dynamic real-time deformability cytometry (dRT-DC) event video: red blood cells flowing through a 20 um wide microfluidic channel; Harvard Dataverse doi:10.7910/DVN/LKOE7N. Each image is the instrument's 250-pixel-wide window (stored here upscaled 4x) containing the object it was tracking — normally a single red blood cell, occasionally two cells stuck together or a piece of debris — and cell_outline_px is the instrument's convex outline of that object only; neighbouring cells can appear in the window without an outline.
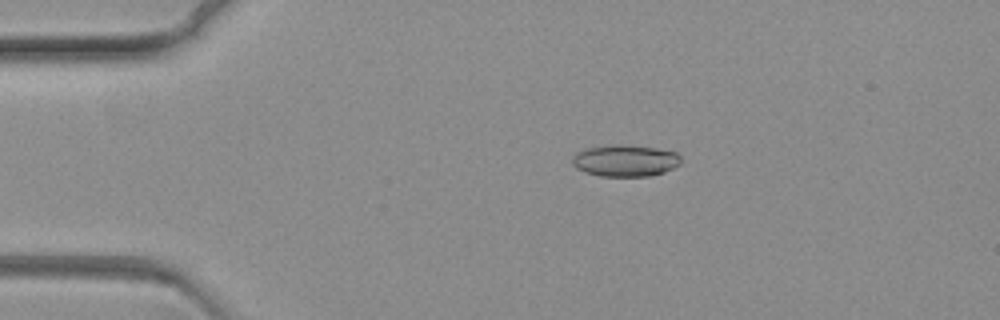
{"species": "common noctule bat (a hibernating species)", "species_latin": "Nyctalus noctula", "temperature_condition": "warm", "stored_images_in_passage": 73, "camera_frame_rate_fps": 3000, "um_per_image_px": 0.085, "animal": {"sex": "female", "body_mass_g": 19.3, "forearm_length_mm": 54.1}, "frame": {"image": 1, "passage_image": 15, "time_ms": 4.667, "image_size_px": [1000, 320], "cell_outline_px": [[680, 164], [664, 172], [648, 176], [600, 176], [584, 172], [576, 168], [572, 164], [572, 156], [576, 152], [584, 148], [612, 144], [620, 144], [656, 148], [676, 152], [680, 156]], "centroid_in_image_um": [53.1, 13.64], "position_along_channel_um": 31.9, "area_um2": 20.23}}
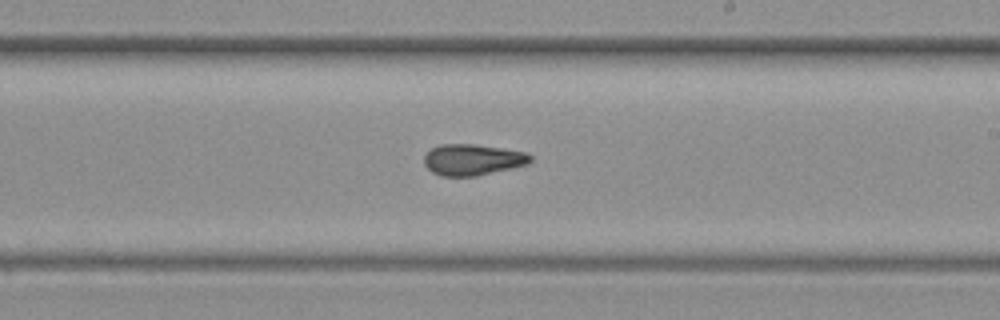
{"frame": {"image": 2, "passage_image": 43, "time_ms": 14.0, "image_size_px": [1000, 320], "cell_outline_px": [[532, 160], [528, 164], [512, 168], [476, 176], [440, 176], [432, 172], [424, 164], [424, 156], [432, 148], [440, 144], [476, 144], [528, 152], [532, 156]], "centroid_in_image_um": [40.19, 13.57], "position_along_channel_um": 248.8, "area_um2": 19.42}}
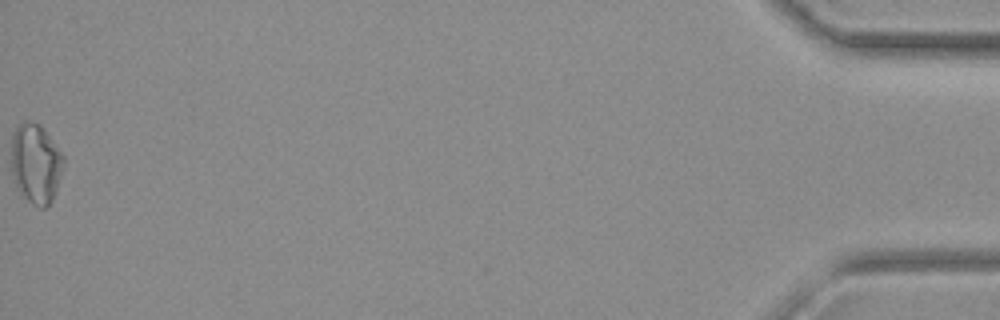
{"frame": {"image": 3, "passage_image": 73, "time_ms": 24.0, "image_size_px": [1000, 320], "cell_outline_px": [[64, 164], [52, 200], [48, 208], [40, 208], [32, 204], [20, 196], [16, 188], [12, 176], [12, 132], [20, 124], [28, 120], [40, 124], [44, 128], [64, 156]], "centroid_in_image_um": [3.03, 13.93], "position_along_channel_um": 432.2, "area_um2": 24.57}}